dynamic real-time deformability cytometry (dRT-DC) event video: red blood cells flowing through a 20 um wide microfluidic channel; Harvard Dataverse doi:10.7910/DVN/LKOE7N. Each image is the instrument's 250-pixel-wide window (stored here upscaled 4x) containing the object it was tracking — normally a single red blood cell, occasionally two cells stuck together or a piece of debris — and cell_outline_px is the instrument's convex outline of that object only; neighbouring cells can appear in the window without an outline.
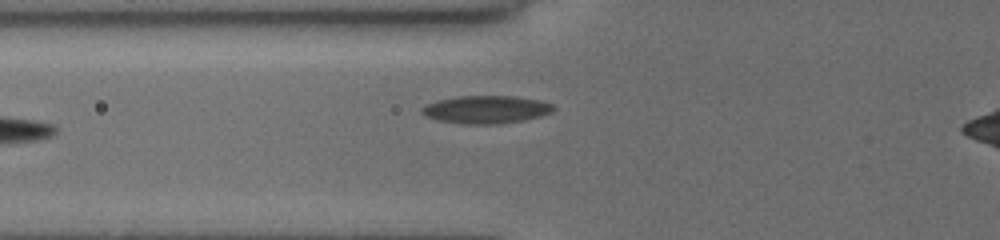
{"species": "common noctule bat (a hibernating species)", "species_latin": "Nyctalus noctula", "temperature_condition": "cold", "stored_images_in_passage": 3, "camera_frame_rate_fps": 3000, "um_per_image_px": 0.085, "animal": {"sex": "female", "body_mass_g": 19.5, "forearm_length_mm": 54.1}, "frame": {"image": 1, "passage_image": 3, "time_ms": 1.667, "image_size_px": [1000, 240], "cell_outline_px": [[556, 108], [552, 112], [540, 116], [524, 120], [496, 124], [468, 124], [436, 120], [424, 116], [420, 112], [420, 108], [424, 104], [436, 100], [460, 96], [512, 96], [540, 100], [552, 104]], "centroid_in_image_um": [41.27, 9.31], "position_along_channel_um": 84.5, "area_um2": 21.5}}